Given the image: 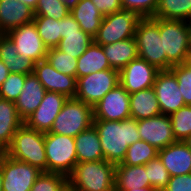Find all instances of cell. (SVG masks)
<instances>
[{
	"mask_svg": "<svg viewBox=\"0 0 191 191\" xmlns=\"http://www.w3.org/2000/svg\"><path fill=\"white\" fill-rule=\"evenodd\" d=\"M93 125L100 137L104 160L115 165L122 163L130 145L141 140L137 121L131 117L122 121L94 120Z\"/></svg>",
	"mask_w": 191,
	"mask_h": 191,
	"instance_id": "1",
	"label": "cell"
},
{
	"mask_svg": "<svg viewBox=\"0 0 191 191\" xmlns=\"http://www.w3.org/2000/svg\"><path fill=\"white\" fill-rule=\"evenodd\" d=\"M116 165L104 159L77 163L68 176L73 191H115Z\"/></svg>",
	"mask_w": 191,
	"mask_h": 191,
	"instance_id": "2",
	"label": "cell"
},
{
	"mask_svg": "<svg viewBox=\"0 0 191 191\" xmlns=\"http://www.w3.org/2000/svg\"><path fill=\"white\" fill-rule=\"evenodd\" d=\"M4 153L42 172H47L44 133L29 128L25 123L13 135L12 142Z\"/></svg>",
	"mask_w": 191,
	"mask_h": 191,
	"instance_id": "3",
	"label": "cell"
},
{
	"mask_svg": "<svg viewBox=\"0 0 191 191\" xmlns=\"http://www.w3.org/2000/svg\"><path fill=\"white\" fill-rule=\"evenodd\" d=\"M134 38L138 57L146 60L159 70H170L173 66L163 53V45L159 33V18H141L137 24Z\"/></svg>",
	"mask_w": 191,
	"mask_h": 191,
	"instance_id": "4",
	"label": "cell"
},
{
	"mask_svg": "<svg viewBox=\"0 0 191 191\" xmlns=\"http://www.w3.org/2000/svg\"><path fill=\"white\" fill-rule=\"evenodd\" d=\"M93 121V107L76 98H68L49 132L76 137L91 127Z\"/></svg>",
	"mask_w": 191,
	"mask_h": 191,
	"instance_id": "5",
	"label": "cell"
},
{
	"mask_svg": "<svg viewBox=\"0 0 191 191\" xmlns=\"http://www.w3.org/2000/svg\"><path fill=\"white\" fill-rule=\"evenodd\" d=\"M47 172L69 176L77 162L74 137L44 133Z\"/></svg>",
	"mask_w": 191,
	"mask_h": 191,
	"instance_id": "6",
	"label": "cell"
},
{
	"mask_svg": "<svg viewBox=\"0 0 191 191\" xmlns=\"http://www.w3.org/2000/svg\"><path fill=\"white\" fill-rule=\"evenodd\" d=\"M159 33L167 61L172 66L184 64L190 57L187 22L159 18Z\"/></svg>",
	"mask_w": 191,
	"mask_h": 191,
	"instance_id": "7",
	"label": "cell"
},
{
	"mask_svg": "<svg viewBox=\"0 0 191 191\" xmlns=\"http://www.w3.org/2000/svg\"><path fill=\"white\" fill-rule=\"evenodd\" d=\"M140 19L141 17L135 12L124 9L103 16L98 33L94 37V42L102 46L133 38Z\"/></svg>",
	"mask_w": 191,
	"mask_h": 191,
	"instance_id": "8",
	"label": "cell"
},
{
	"mask_svg": "<svg viewBox=\"0 0 191 191\" xmlns=\"http://www.w3.org/2000/svg\"><path fill=\"white\" fill-rule=\"evenodd\" d=\"M120 84L119 71L106 69L77 78L76 99L95 107L112 89Z\"/></svg>",
	"mask_w": 191,
	"mask_h": 191,
	"instance_id": "9",
	"label": "cell"
},
{
	"mask_svg": "<svg viewBox=\"0 0 191 191\" xmlns=\"http://www.w3.org/2000/svg\"><path fill=\"white\" fill-rule=\"evenodd\" d=\"M0 167L3 175V191H31L42 173L38 168L11 158L4 152H0Z\"/></svg>",
	"mask_w": 191,
	"mask_h": 191,
	"instance_id": "10",
	"label": "cell"
},
{
	"mask_svg": "<svg viewBox=\"0 0 191 191\" xmlns=\"http://www.w3.org/2000/svg\"><path fill=\"white\" fill-rule=\"evenodd\" d=\"M5 35L14 43L18 55L34 63L46 59L48 48L39 36L34 22L21 25Z\"/></svg>",
	"mask_w": 191,
	"mask_h": 191,
	"instance_id": "11",
	"label": "cell"
},
{
	"mask_svg": "<svg viewBox=\"0 0 191 191\" xmlns=\"http://www.w3.org/2000/svg\"><path fill=\"white\" fill-rule=\"evenodd\" d=\"M159 71L154 65L137 57L119 72L120 85L129 94L151 88Z\"/></svg>",
	"mask_w": 191,
	"mask_h": 191,
	"instance_id": "12",
	"label": "cell"
},
{
	"mask_svg": "<svg viewBox=\"0 0 191 191\" xmlns=\"http://www.w3.org/2000/svg\"><path fill=\"white\" fill-rule=\"evenodd\" d=\"M94 120L122 121L130 118V94L119 84L93 108Z\"/></svg>",
	"mask_w": 191,
	"mask_h": 191,
	"instance_id": "13",
	"label": "cell"
},
{
	"mask_svg": "<svg viewBox=\"0 0 191 191\" xmlns=\"http://www.w3.org/2000/svg\"><path fill=\"white\" fill-rule=\"evenodd\" d=\"M161 114L170 115L185 106L178 81L171 70H160L153 84Z\"/></svg>",
	"mask_w": 191,
	"mask_h": 191,
	"instance_id": "14",
	"label": "cell"
},
{
	"mask_svg": "<svg viewBox=\"0 0 191 191\" xmlns=\"http://www.w3.org/2000/svg\"><path fill=\"white\" fill-rule=\"evenodd\" d=\"M137 128L141 140L149 143L157 150L177 142L169 115L160 114L152 118L138 120Z\"/></svg>",
	"mask_w": 191,
	"mask_h": 191,
	"instance_id": "15",
	"label": "cell"
},
{
	"mask_svg": "<svg viewBox=\"0 0 191 191\" xmlns=\"http://www.w3.org/2000/svg\"><path fill=\"white\" fill-rule=\"evenodd\" d=\"M67 100L68 97L64 94L46 91L39 107L24 123L34 130L43 133L49 132Z\"/></svg>",
	"mask_w": 191,
	"mask_h": 191,
	"instance_id": "16",
	"label": "cell"
},
{
	"mask_svg": "<svg viewBox=\"0 0 191 191\" xmlns=\"http://www.w3.org/2000/svg\"><path fill=\"white\" fill-rule=\"evenodd\" d=\"M33 74L46 91L58 92L66 95L68 98L75 97L77 79L58 72L46 59L35 63Z\"/></svg>",
	"mask_w": 191,
	"mask_h": 191,
	"instance_id": "17",
	"label": "cell"
},
{
	"mask_svg": "<svg viewBox=\"0 0 191 191\" xmlns=\"http://www.w3.org/2000/svg\"><path fill=\"white\" fill-rule=\"evenodd\" d=\"M158 156L171 177L191 173V149L184 141H177L159 150Z\"/></svg>",
	"mask_w": 191,
	"mask_h": 191,
	"instance_id": "18",
	"label": "cell"
},
{
	"mask_svg": "<svg viewBox=\"0 0 191 191\" xmlns=\"http://www.w3.org/2000/svg\"><path fill=\"white\" fill-rule=\"evenodd\" d=\"M34 10L19 0H0V34L33 22Z\"/></svg>",
	"mask_w": 191,
	"mask_h": 191,
	"instance_id": "19",
	"label": "cell"
},
{
	"mask_svg": "<svg viewBox=\"0 0 191 191\" xmlns=\"http://www.w3.org/2000/svg\"><path fill=\"white\" fill-rule=\"evenodd\" d=\"M45 92V88L33 73L26 75L22 92L15 102L18 115L23 121L39 107Z\"/></svg>",
	"mask_w": 191,
	"mask_h": 191,
	"instance_id": "20",
	"label": "cell"
},
{
	"mask_svg": "<svg viewBox=\"0 0 191 191\" xmlns=\"http://www.w3.org/2000/svg\"><path fill=\"white\" fill-rule=\"evenodd\" d=\"M114 182L115 191H143V187H150L145 165L117 164Z\"/></svg>",
	"mask_w": 191,
	"mask_h": 191,
	"instance_id": "21",
	"label": "cell"
},
{
	"mask_svg": "<svg viewBox=\"0 0 191 191\" xmlns=\"http://www.w3.org/2000/svg\"><path fill=\"white\" fill-rule=\"evenodd\" d=\"M23 123L15 102L0 98V152L10 146L13 135Z\"/></svg>",
	"mask_w": 191,
	"mask_h": 191,
	"instance_id": "22",
	"label": "cell"
},
{
	"mask_svg": "<svg viewBox=\"0 0 191 191\" xmlns=\"http://www.w3.org/2000/svg\"><path fill=\"white\" fill-rule=\"evenodd\" d=\"M74 140L78 163L104 159L100 137L94 125L80 132Z\"/></svg>",
	"mask_w": 191,
	"mask_h": 191,
	"instance_id": "23",
	"label": "cell"
},
{
	"mask_svg": "<svg viewBox=\"0 0 191 191\" xmlns=\"http://www.w3.org/2000/svg\"><path fill=\"white\" fill-rule=\"evenodd\" d=\"M102 48L111 69H115L119 72L133 59L138 57V50L134 37L102 45Z\"/></svg>",
	"mask_w": 191,
	"mask_h": 191,
	"instance_id": "24",
	"label": "cell"
},
{
	"mask_svg": "<svg viewBox=\"0 0 191 191\" xmlns=\"http://www.w3.org/2000/svg\"><path fill=\"white\" fill-rule=\"evenodd\" d=\"M161 114L153 87L130 94V117L136 121Z\"/></svg>",
	"mask_w": 191,
	"mask_h": 191,
	"instance_id": "25",
	"label": "cell"
},
{
	"mask_svg": "<svg viewBox=\"0 0 191 191\" xmlns=\"http://www.w3.org/2000/svg\"><path fill=\"white\" fill-rule=\"evenodd\" d=\"M70 14L79 24L81 30L94 38L101 26L103 15L99 12L91 0H80L70 10Z\"/></svg>",
	"mask_w": 191,
	"mask_h": 191,
	"instance_id": "26",
	"label": "cell"
},
{
	"mask_svg": "<svg viewBox=\"0 0 191 191\" xmlns=\"http://www.w3.org/2000/svg\"><path fill=\"white\" fill-rule=\"evenodd\" d=\"M0 59L11 73L31 74L35 63L18 55L14 43L5 35L0 34Z\"/></svg>",
	"mask_w": 191,
	"mask_h": 191,
	"instance_id": "27",
	"label": "cell"
},
{
	"mask_svg": "<svg viewBox=\"0 0 191 191\" xmlns=\"http://www.w3.org/2000/svg\"><path fill=\"white\" fill-rule=\"evenodd\" d=\"M106 69H111V67L104 50L101 45L93 42L78 58L76 79Z\"/></svg>",
	"mask_w": 191,
	"mask_h": 191,
	"instance_id": "28",
	"label": "cell"
},
{
	"mask_svg": "<svg viewBox=\"0 0 191 191\" xmlns=\"http://www.w3.org/2000/svg\"><path fill=\"white\" fill-rule=\"evenodd\" d=\"M153 18L187 21L191 18V0H159Z\"/></svg>",
	"mask_w": 191,
	"mask_h": 191,
	"instance_id": "29",
	"label": "cell"
},
{
	"mask_svg": "<svg viewBox=\"0 0 191 191\" xmlns=\"http://www.w3.org/2000/svg\"><path fill=\"white\" fill-rule=\"evenodd\" d=\"M93 42L94 38L80 30L79 32L66 33L57 48L65 54L78 59Z\"/></svg>",
	"mask_w": 191,
	"mask_h": 191,
	"instance_id": "30",
	"label": "cell"
},
{
	"mask_svg": "<svg viewBox=\"0 0 191 191\" xmlns=\"http://www.w3.org/2000/svg\"><path fill=\"white\" fill-rule=\"evenodd\" d=\"M34 24L44 45L50 49L57 47L61 40V20L44 16H35Z\"/></svg>",
	"mask_w": 191,
	"mask_h": 191,
	"instance_id": "31",
	"label": "cell"
},
{
	"mask_svg": "<svg viewBox=\"0 0 191 191\" xmlns=\"http://www.w3.org/2000/svg\"><path fill=\"white\" fill-rule=\"evenodd\" d=\"M158 151L159 150L144 140L136 141L127 148L122 164L146 165L150 160L158 156Z\"/></svg>",
	"mask_w": 191,
	"mask_h": 191,
	"instance_id": "32",
	"label": "cell"
},
{
	"mask_svg": "<svg viewBox=\"0 0 191 191\" xmlns=\"http://www.w3.org/2000/svg\"><path fill=\"white\" fill-rule=\"evenodd\" d=\"M46 60L58 72L76 78L77 58H73L54 47L48 49Z\"/></svg>",
	"mask_w": 191,
	"mask_h": 191,
	"instance_id": "33",
	"label": "cell"
},
{
	"mask_svg": "<svg viewBox=\"0 0 191 191\" xmlns=\"http://www.w3.org/2000/svg\"><path fill=\"white\" fill-rule=\"evenodd\" d=\"M176 141H184L191 135V105H185L169 115Z\"/></svg>",
	"mask_w": 191,
	"mask_h": 191,
	"instance_id": "34",
	"label": "cell"
},
{
	"mask_svg": "<svg viewBox=\"0 0 191 191\" xmlns=\"http://www.w3.org/2000/svg\"><path fill=\"white\" fill-rule=\"evenodd\" d=\"M68 188V177L59 173L42 172L31 191H65Z\"/></svg>",
	"mask_w": 191,
	"mask_h": 191,
	"instance_id": "35",
	"label": "cell"
},
{
	"mask_svg": "<svg viewBox=\"0 0 191 191\" xmlns=\"http://www.w3.org/2000/svg\"><path fill=\"white\" fill-rule=\"evenodd\" d=\"M145 167L150 187L157 189L158 191H163L171 176L159 156L150 160Z\"/></svg>",
	"mask_w": 191,
	"mask_h": 191,
	"instance_id": "36",
	"label": "cell"
},
{
	"mask_svg": "<svg viewBox=\"0 0 191 191\" xmlns=\"http://www.w3.org/2000/svg\"><path fill=\"white\" fill-rule=\"evenodd\" d=\"M68 14H70V10L61 0H38L34 10L35 16H44L55 20H61Z\"/></svg>",
	"mask_w": 191,
	"mask_h": 191,
	"instance_id": "37",
	"label": "cell"
},
{
	"mask_svg": "<svg viewBox=\"0 0 191 191\" xmlns=\"http://www.w3.org/2000/svg\"><path fill=\"white\" fill-rule=\"evenodd\" d=\"M26 74L11 73L0 86V98L16 102L22 92Z\"/></svg>",
	"mask_w": 191,
	"mask_h": 191,
	"instance_id": "38",
	"label": "cell"
},
{
	"mask_svg": "<svg viewBox=\"0 0 191 191\" xmlns=\"http://www.w3.org/2000/svg\"><path fill=\"white\" fill-rule=\"evenodd\" d=\"M176 76L185 105H191V69L184 63L170 69Z\"/></svg>",
	"mask_w": 191,
	"mask_h": 191,
	"instance_id": "39",
	"label": "cell"
},
{
	"mask_svg": "<svg viewBox=\"0 0 191 191\" xmlns=\"http://www.w3.org/2000/svg\"><path fill=\"white\" fill-rule=\"evenodd\" d=\"M159 0H121L124 10L132 11L141 18L153 17Z\"/></svg>",
	"mask_w": 191,
	"mask_h": 191,
	"instance_id": "40",
	"label": "cell"
},
{
	"mask_svg": "<svg viewBox=\"0 0 191 191\" xmlns=\"http://www.w3.org/2000/svg\"><path fill=\"white\" fill-rule=\"evenodd\" d=\"M163 191H191V173L170 177Z\"/></svg>",
	"mask_w": 191,
	"mask_h": 191,
	"instance_id": "41",
	"label": "cell"
},
{
	"mask_svg": "<svg viewBox=\"0 0 191 191\" xmlns=\"http://www.w3.org/2000/svg\"><path fill=\"white\" fill-rule=\"evenodd\" d=\"M91 1L103 16L123 10L121 0H91Z\"/></svg>",
	"mask_w": 191,
	"mask_h": 191,
	"instance_id": "42",
	"label": "cell"
},
{
	"mask_svg": "<svg viewBox=\"0 0 191 191\" xmlns=\"http://www.w3.org/2000/svg\"><path fill=\"white\" fill-rule=\"evenodd\" d=\"M80 30L81 28L79 24L71 14H68L63 19H61V39L65 37L66 33L79 32Z\"/></svg>",
	"mask_w": 191,
	"mask_h": 191,
	"instance_id": "43",
	"label": "cell"
},
{
	"mask_svg": "<svg viewBox=\"0 0 191 191\" xmlns=\"http://www.w3.org/2000/svg\"><path fill=\"white\" fill-rule=\"evenodd\" d=\"M9 74H10V71H9L8 67L0 59V86L7 79Z\"/></svg>",
	"mask_w": 191,
	"mask_h": 191,
	"instance_id": "44",
	"label": "cell"
},
{
	"mask_svg": "<svg viewBox=\"0 0 191 191\" xmlns=\"http://www.w3.org/2000/svg\"><path fill=\"white\" fill-rule=\"evenodd\" d=\"M63 4H65V6L71 10L73 9L80 0H61Z\"/></svg>",
	"mask_w": 191,
	"mask_h": 191,
	"instance_id": "45",
	"label": "cell"
},
{
	"mask_svg": "<svg viewBox=\"0 0 191 191\" xmlns=\"http://www.w3.org/2000/svg\"><path fill=\"white\" fill-rule=\"evenodd\" d=\"M23 4L29 6L31 9L35 10L38 0H19Z\"/></svg>",
	"mask_w": 191,
	"mask_h": 191,
	"instance_id": "46",
	"label": "cell"
},
{
	"mask_svg": "<svg viewBox=\"0 0 191 191\" xmlns=\"http://www.w3.org/2000/svg\"><path fill=\"white\" fill-rule=\"evenodd\" d=\"M186 22H187L188 31H189V51L191 56V18L187 20Z\"/></svg>",
	"mask_w": 191,
	"mask_h": 191,
	"instance_id": "47",
	"label": "cell"
},
{
	"mask_svg": "<svg viewBox=\"0 0 191 191\" xmlns=\"http://www.w3.org/2000/svg\"><path fill=\"white\" fill-rule=\"evenodd\" d=\"M184 143L191 149V135L184 140Z\"/></svg>",
	"mask_w": 191,
	"mask_h": 191,
	"instance_id": "48",
	"label": "cell"
},
{
	"mask_svg": "<svg viewBox=\"0 0 191 191\" xmlns=\"http://www.w3.org/2000/svg\"><path fill=\"white\" fill-rule=\"evenodd\" d=\"M127 191H132V189L131 190H127ZM143 191H158V190L154 189L152 187H143Z\"/></svg>",
	"mask_w": 191,
	"mask_h": 191,
	"instance_id": "49",
	"label": "cell"
},
{
	"mask_svg": "<svg viewBox=\"0 0 191 191\" xmlns=\"http://www.w3.org/2000/svg\"><path fill=\"white\" fill-rule=\"evenodd\" d=\"M2 183H3V175H2L1 167H0V191H3V189H2Z\"/></svg>",
	"mask_w": 191,
	"mask_h": 191,
	"instance_id": "50",
	"label": "cell"
},
{
	"mask_svg": "<svg viewBox=\"0 0 191 191\" xmlns=\"http://www.w3.org/2000/svg\"><path fill=\"white\" fill-rule=\"evenodd\" d=\"M185 64L191 69V56L186 60Z\"/></svg>",
	"mask_w": 191,
	"mask_h": 191,
	"instance_id": "51",
	"label": "cell"
},
{
	"mask_svg": "<svg viewBox=\"0 0 191 191\" xmlns=\"http://www.w3.org/2000/svg\"><path fill=\"white\" fill-rule=\"evenodd\" d=\"M65 191H73V190H72L71 188L68 187Z\"/></svg>",
	"mask_w": 191,
	"mask_h": 191,
	"instance_id": "52",
	"label": "cell"
}]
</instances>
